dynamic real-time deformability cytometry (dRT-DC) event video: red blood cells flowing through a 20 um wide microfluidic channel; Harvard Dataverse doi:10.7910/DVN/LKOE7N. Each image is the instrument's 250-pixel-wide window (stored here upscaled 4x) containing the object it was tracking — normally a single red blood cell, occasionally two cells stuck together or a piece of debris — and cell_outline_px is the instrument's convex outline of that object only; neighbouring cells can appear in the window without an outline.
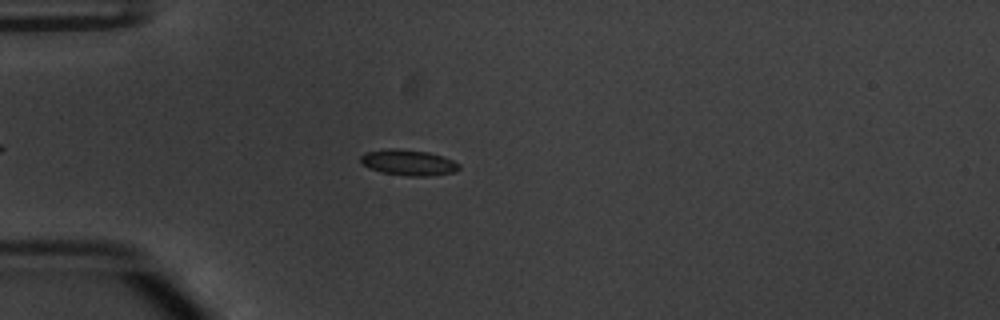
{"species": "common noctule bat (a hibernating species)", "species_latin": "Nyctalus noctula", "temperature_condition": "warm", "stored_images_in_passage": 20, "camera_frame_rate_fps": 3000, "um_per_image_px": 0.085, "animal": {"sex": "male", "body_mass_g": 20.1, "forearm_length_mm": 53.5}, "frame": {"image": 1, "passage_image": 11, "time_ms": 3.333, "image_size_px": [1000, 320], "cell_outline_px": [[460, 168], [456, 172], [428, 176], [408, 176], [384, 172], [372, 168], [364, 164], [360, 160], [360, 156], [364, 152], [388, 148], [400, 148], [428, 152], [452, 160], [460, 164]], "centroid_in_image_um": [34.74, 13.8], "position_along_channel_um": 50.3, "area_um2": 14.68}}
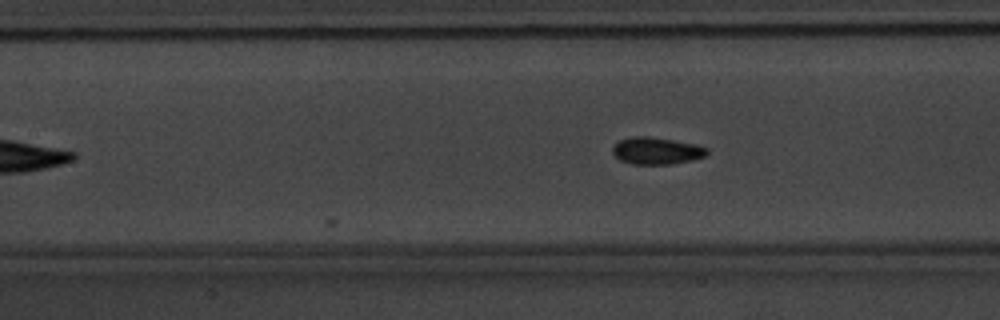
{"frame": {"image": 2, "passage_image": 20, "time_ms": 6.333, "image_size_px": [1000, 320], "cell_outline_px": [[708, 152], [704, 156], [692, 160], [672, 164], [632, 164], [620, 160], [612, 152], [612, 148], [620, 140], [632, 136], [648, 136], [696, 144], [708, 148]], "centroid_in_image_um": [55.8, 12.82], "position_along_channel_um": 151.6, "area_um2": 14.8}}